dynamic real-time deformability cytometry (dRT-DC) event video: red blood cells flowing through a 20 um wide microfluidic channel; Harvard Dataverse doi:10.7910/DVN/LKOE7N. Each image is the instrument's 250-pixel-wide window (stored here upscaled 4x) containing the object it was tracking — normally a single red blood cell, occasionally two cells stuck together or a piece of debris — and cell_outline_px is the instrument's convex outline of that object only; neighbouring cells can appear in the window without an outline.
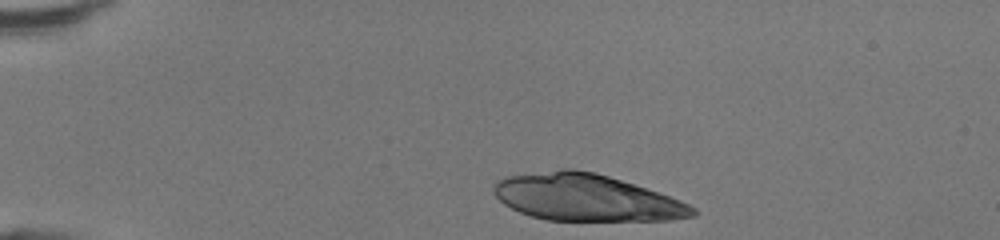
{"species": "human", "species_latin": "Homo sapiens", "temperature_condition": "room temperature", "stored_images_in_passage": 10, "camera_frame_rate_fps": 3000, "um_per_image_px": 0.085, "donor": {"sex": "female"}, "frame": {"image": 1, "passage_image": 1, "time_ms": 0.0, "image_size_px": [1000, 240], "cell_outline_px": [[696, 216], [668, 220], [548, 220], [532, 216], [520, 212], [504, 204], [492, 192], [492, 184], [496, 180], [504, 176], [560, 168], [572, 168], [596, 172], [680, 200], [696, 208]], "centroid_in_image_um": [49.75, 16.78], "position_along_channel_um": 35.2, "area_um2": 54.16}}